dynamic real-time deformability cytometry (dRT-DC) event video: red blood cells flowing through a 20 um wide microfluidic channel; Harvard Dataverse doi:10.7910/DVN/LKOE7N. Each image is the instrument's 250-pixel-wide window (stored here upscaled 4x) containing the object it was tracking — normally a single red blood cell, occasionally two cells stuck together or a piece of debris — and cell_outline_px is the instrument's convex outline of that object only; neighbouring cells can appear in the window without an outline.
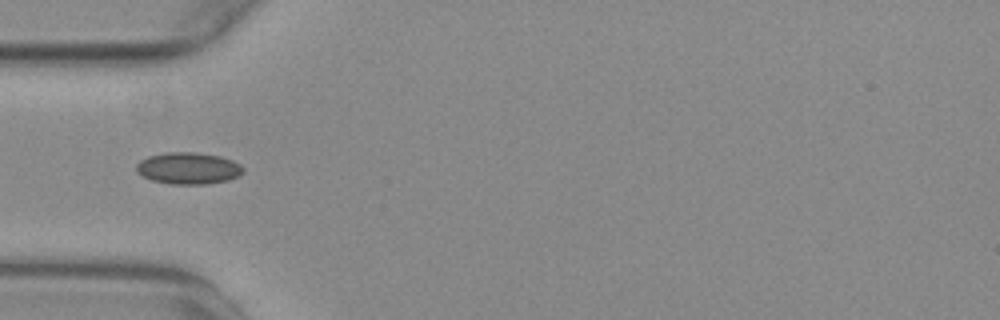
{"species": "common noctule bat (a hibernating species)", "species_latin": "Nyctalus noctula", "temperature_condition": "warm", "stored_images_in_passage": 20, "camera_frame_rate_fps": 3000, "um_per_image_px": 0.085, "animal": {"sex": "female", "body_mass_g": 29.2, "forearm_length_mm": 56.3}, "frame": {"image": 1, "passage_image": 1, "time_ms": 0.0, "image_size_px": [1000, 320], "cell_outline_px": [[244, 172], [240, 176], [228, 180], [208, 184], [168, 184], [152, 180], [136, 172], [136, 164], [140, 160], [148, 156], [168, 152], [196, 152], [220, 156], [232, 160], [240, 164], [244, 168]], "centroid_in_image_um": [16.03, 14.3], "position_along_channel_um": 69.0, "area_um2": 19.94}}
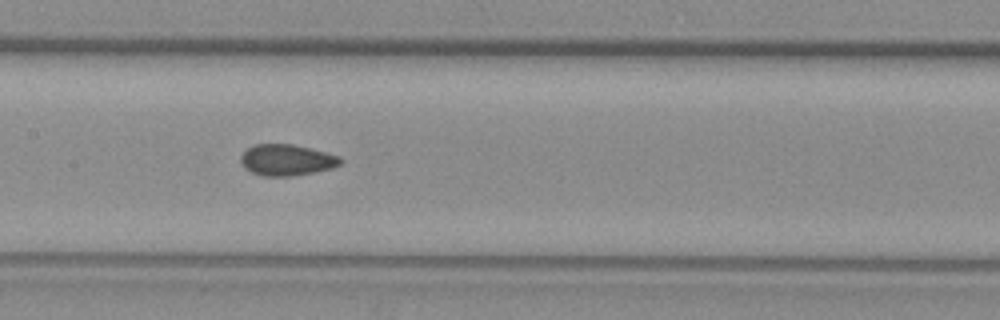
{"frame": {"image": 2, "passage_image": 10, "time_ms": 3.0, "image_size_px": [1000, 320], "cell_outline_px": [[344, 160], [340, 164], [332, 168], [292, 176], [260, 176], [244, 168], [240, 160], [240, 156], [248, 148], [256, 144], [292, 144], [340, 156]], "centroid_in_image_um": [24.35, 13.6], "position_along_channel_um": 183.0, "area_um2": 18.03}}
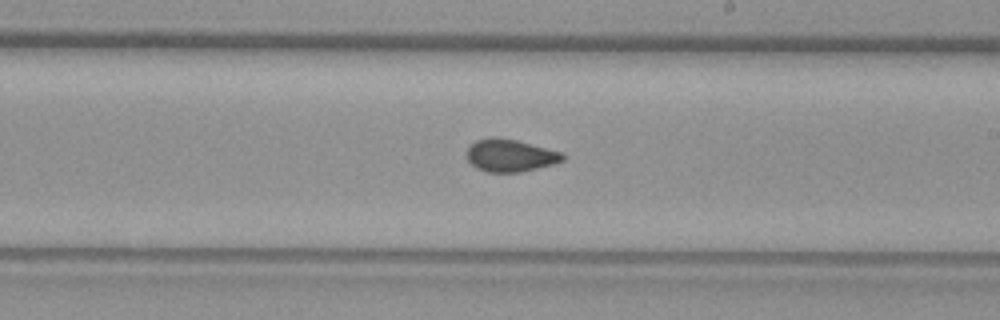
{"frame": {"image": 3, "passage_image": 15, "time_ms": 4.667, "image_size_px": [1000, 320], "cell_outline_px": [[564, 160], [552, 164], [520, 172], [484, 172], [476, 168], [468, 160], [468, 144], [476, 140], [496, 136], [516, 140], [564, 152]], "centroid_in_image_um": [43.36, 13.2], "position_along_channel_um": 245.6, "area_um2": 18.21}}